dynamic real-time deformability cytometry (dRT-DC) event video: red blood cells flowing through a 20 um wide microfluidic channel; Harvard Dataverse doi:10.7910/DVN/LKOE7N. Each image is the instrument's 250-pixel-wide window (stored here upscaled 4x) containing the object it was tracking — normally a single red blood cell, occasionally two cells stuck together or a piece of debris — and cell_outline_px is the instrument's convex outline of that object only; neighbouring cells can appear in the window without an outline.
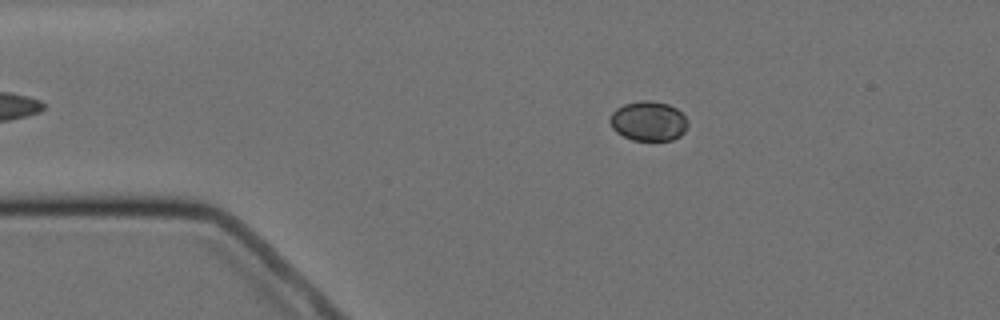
{"species": "Egyptian fruit bat (a non-hibernating species)", "species_latin": "Rousettus aegyptiacus", "temperature_condition": "cold", "stored_images_in_passage": 4, "camera_frame_rate_fps": 3000, "um_per_image_px": 0.085, "animal": {"sex": "female"}, "frame": {"image": 1, "passage_image": 2, "time_ms": 1.333, "image_size_px": [1000, 320], "cell_outline_px": [[688, 124], [684, 132], [680, 136], [672, 140], [632, 140], [616, 132], [612, 128], [608, 120], [612, 112], [616, 108], [624, 104], [640, 100], [652, 100], [668, 104], [676, 108], [688, 120]], "centroid_in_image_um": [55.1, 10.28], "position_along_channel_um": 29.9, "area_um2": 18.15}}
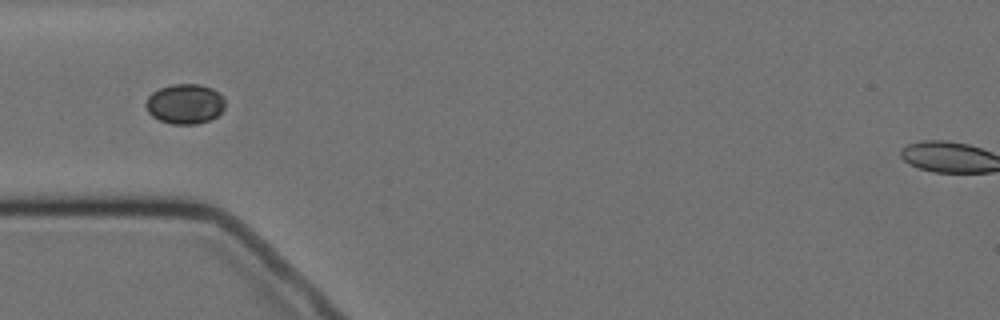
{"frame": {"image": 2, "passage_image": 4, "time_ms": 3.667, "image_size_px": [1000, 320], "cell_outline_px": [[224, 108], [216, 116], [208, 120], [196, 124], [172, 124], [160, 120], [152, 116], [148, 112], [144, 104], [148, 96], [152, 92], [160, 88], [172, 84], [200, 84], [212, 88], [224, 100]], "centroid_in_image_um": [15.68, 8.83], "position_along_channel_um": 69.3, "area_um2": 18.32}}